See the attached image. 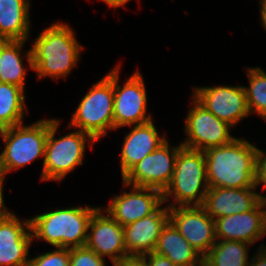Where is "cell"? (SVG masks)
<instances>
[{"mask_svg": "<svg viewBox=\"0 0 266 266\" xmlns=\"http://www.w3.org/2000/svg\"><path fill=\"white\" fill-rule=\"evenodd\" d=\"M81 50L83 47L69 24L57 22L36 37L25 55L29 68L36 72L39 79H59L67 77L76 68Z\"/></svg>", "mask_w": 266, "mask_h": 266, "instance_id": "obj_1", "label": "cell"}, {"mask_svg": "<svg viewBox=\"0 0 266 266\" xmlns=\"http://www.w3.org/2000/svg\"><path fill=\"white\" fill-rule=\"evenodd\" d=\"M258 151L259 148L242 138L204 150L209 188L255 187Z\"/></svg>", "mask_w": 266, "mask_h": 266, "instance_id": "obj_2", "label": "cell"}, {"mask_svg": "<svg viewBox=\"0 0 266 266\" xmlns=\"http://www.w3.org/2000/svg\"><path fill=\"white\" fill-rule=\"evenodd\" d=\"M99 207H69L55 209L30 219L32 238L62 248L83 247L87 241L88 225Z\"/></svg>", "mask_w": 266, "mask_h": 266, "instance_id": "obj_3", "label": "cell"}, {"mask_svg": "<svg viewBox=\"0 0 266 266\" xmlns=\"http://www.w3.org/2000/svg\"><path fill=\"white\" fill-rule=\"evenodd\" d=\"M209 189L206 177L204 152L181 147L175 161L174 173L169 186L162 193L163 203H174L169 208L202 206ZM176 203V205H175Z\"/></svg>", "mask_w": 266, "mask_h": 266, "instance_id": "obj_4", "label": "cell"}, {"mask_svg": "<svg viewBox=\"0 0 266 266\" xmlns=\"http://www.w3.org/2000/svg\"><path fill=\"white\" fill-rule=\"evenodd\" d=\"M113 69L97 81L81 99L69 128L76 127L89 134L96 142L114 130Z\"/></svg>", "mask_w": 266, "mask_h": 266, "instance_id": "obj_5", "label": "cell"}, {"mask_svg": "<svg viewBox=\"0 0 266 266\" xmlns=\"http://www.w3.org/2000/svg\"><path fill=\"white\" fill-rule=\"evenodd\" d=\"M59 124V119H49V132L40 178L43 181H61L75 167L83 164L87 142L92 144L96 142L89 134L77 129L57 139L55 135Z\"/></svg>", "mask_w": 266, "mask_h": 266, "instance_id": "obj_6", "label": "cell"}, {"mask_svg": "<svg viewBox=\"0 0 266 266\" xmlns=\"http://www.w3.org/2000/svg\"><path fill=\"white\" fill-rule=\"evenodd\" d=\"M49 132V119H41L24 126L23 124L5 128L1 134L4 161L8 172L43 158Z\"/></svg>", "mask_w": 266, "mask_h": 266, "instance_id": "obj_7", "label": "cell"}, {"mask_svg": "<svg viewBox=\"0 0 266 266\" xmlns=\"http://www.w3.org/2000/svg\"><path fill=\"white\" fill-rule=\"evenodd\" d=\"M119 70V64L113 68L114 129L150 122L152 118L146 114L147 92L141 73L136 70L124 85L120 86Z\"/></svg>", "mask_w": 266, "mask_h": 266, "instance_id": "obj_8", "label": "cell"}, {"mask_svg": "<svg viewBox=\"0 0 266 266\" xmlns=\"http://www.w3.org/2000/svg\"><path fill=\"white\" fill-rule=\"evenodd\" d=\"M192 108L185 121V133L188 138L181 142L183 147L204 151L210 147L230 143L234 136L230 135L227 122L218 119L192 96Z\"/></svg>", "mask_w": 266, "mask_h": 266, "instance_id": "obj_9", "label": "cell"}, {"mask_svg": "<svg viewBox=\"0 0 266 266\" xmlns=\"http://www.w3.org/2000/svg\"><path fill=\"white\" fill-rule=\"evenodd\" d=\"M183 145L170 148L166 140L137 163L122 180L128 185L148 187L162 193L171 183L176 157Z\"/></svg>", "mask_w": 266, "mask_h": 266, "instance_id": "obj_10", "label": "cell"}, {"mask_svg": "<svg viewBox=\"0 0 266 266\" xmlns=\"http://www.w3.org/2000/svg\"><path fill=\"white\" fill-rule=\"evenodd\" d=\"M201 105L232 128L250 115L244 86L194 88L192 95Z\"/></svg>", "mask_w": 266, "mask_h": 266, "instance_id": "obj_11", "label": "cell"}, {"mask_svg": "<svg viewBox=\"0 0 266 266\" xmlns=\"http://www.w3.org/2000/svg\"><path fill=\"white\" fill-rule=\"evenodd\" d=\"M169 221L203 258L217 241L215 220L202 206L169 208Z\"/></svg>", "mask_w": 266, "mask_h": 266, "instance_id": "obj_12", "label": "cell"}, {"mask_svg": "<svg viewBox=\"0 0 266 266\" xmlns=\"http://www.w3.org/2000/svg\"><path fill=\"white\" fill-rule=\"evenodd\" d=\"M126 186H131L132 191L114 196L108 207L104 209L121 226L142 219L163 205V195L160 190L128 185L123 181V187Z\"/></svg>", "mask_w": 266, "mask_h": 266, "instance_id": "obj_13", "label": "cell"}, {"mask_svg": "<svg viewBox=\"0 0 266 266\" xmlns=\"http://www.w3.org/2000/svg\"><path fill=\"white\" fill-rule=\"evenodd\" d=\"M85 246L98 256H108L112 264L129 256L124 244L123 226L109 214L102 213L101 207L91 216Z\"/></svg>", "mask_w": 266, "mask_h": 266, "instance_id": "obj_14", "label": "cell"}, {"mask_svg": "<svg viewBox=\"0 0 266 266\" xmlns=\"http://www.w3.org/2000/svg\"><path fill=\"white\" fill-rule=\"evenodd\" d=\"M215 230L217 240L254 244L266 235V201L248 212L215 219Z\"/></svg>", "mask_w": 266, "mask_h": 266, "instance_id": "obj_15", "label": "cell"}, {"mask_svg": "<svg viewBox=\"0 0 266 266\" xmlns=\"http://www.w3.org/2000/svg\"><path fill=\"white\" fill-rule=\"evenodd\" d=\"M23 221L11 212L1 219L0 266H28V249L33 238L30 219Z\"/></svg>", "mask_w": 266, "mask_h": 266, "instance_id": "obj_16", "label": "cell"}, {"mask_svg": "<svg viewBox=\"0 0 266 266\" xmlns=\"http://www.w3.org/2000/svg\"><path fill=\"white\" fill-rule=\"evenodd\" d=\"M249 188H209L202 207L213 219L252 210L266 196Z\"/></svg>", "mask_w": 266, "mask_h": 266, "instance_id": "obj_17", "label": "cell"}, {"mask_svg": "<svg viewBox=\"0 0 266 266\" xmlns=\"http://www.w3.org/2000/svg\"><path fill=\"white\" fill-rule=\"evenodd\" d=\"M169 222V207H158L152 214L123 226L124 244L129 256L154 252L160 232Z\"/></svg>", "mask_w": 266, "mask_h": 266, "instance_id": "obj_18", "label": "cell"}, {"mask_svg": "<svg viewBox=\"0 0 266 266\" xmlns=\"http://www.w3.org/2000/svg\"><path fill=\"white\" fill-rule=\"evenodd\" d=\"M121 149L120 168L122 178L145 156L152 153L167 139L159 135L153 121L131 125Z\"/></svg>", "mask_w": 266, "mask_h": 266, "instance_id": "obj_19", "label": "cell"}, {"mask_svg": "<svg viewBox=\"0 0 266 266\" xmlns=\"http://www.w3.org/2000/svg\"><path fill=\"white\" fill-rule=\"evenodd\" d=\"M154 252L167 257L176 266H198L203 261L170 221L160 232Z\"/></svg>", "mask_w": 266, "mask_h": 266, "instance_id": "obj_20", "label": "cell"}, {"mask_svg": "<svg viewBox=\"0 0 266 266\" xmlns=\"http://www.w3.org/2000/svg\"><path fill=\"white\" fill-rule=\"evenodd\" d=\"M30 0H0V40L28 41Z\"/></svg>", "mask_w": 266, "mask_h": 266, "instance_id": "obj_21", "label": "cell"}, {"mask_svg": "<svg viewBox=\"0 0 266 266\" xmlns=\"http://www.w3.org/2000/svg\"><path fill=\"white\" fill-rule=\"evenodd\" d=\"M26 41L0 40V83H10L24 89L27 67L23 66L21 50Z\"/></svg>", "mask_w": 266, "mask_h": 266, "instance_id": "obj_22", "label": "cell"}, {"mask_svg": "<svg viewBox=\"0 0 266 266\" xmlns=\"http://www.w3.org/2000/svg\"><path fill=\"white\" fill-rule=\"evenodd\" d=\"M24 89L10 83H0V126L5 129L23 124Z\"/></svg>", "mask_w": 266, "mask_h": 266, "instance_id": "obj_23", "label": "cell"}, {"mask_svg": "<svg viewBox=\"0 0 266 266\" xmlns=\"http://www.w3.org/2000/svg\"><path fill=\"white\" fill-rule=\"evenodd\" d=\"M248 246L242 241L217 240L203 258L210 266H248Z\"/></svg>", "mask_w": 266, "mask_h": 266, "instance_id": "obj_24", "label": "cell"}, {"mask_svg": "<svg viewBox=\"0 0 266 266\" xmlns=\"http://www.w3.org/2000/svg\"><path fill=\"white\" fill-rule=\"evenodd\" d=\"M249 87H244L250 114L266 120V72L260 67L247 68Z\"/></svg>", "mask_w": 266, "mask_h": 266, "instance_id": "obj_25", "label": "cell"}, {"mask_svg": "<svg viewBox=\"0 0 266 266\" xmlns=\"http://www.w3.org/2000/svg\"><path fill=\"white\" fill-rule=\"evenodd\" d=\"M56 248L54 251L29 258L28 266H69L70 248Z\"/></svg>", "mask_w": 266, "mask_h": 266, "instance_id": "obj_26", "label": "cell"}, {"mask_svg": "<svg viewBox=\"0 0 266 266\" xmlns=\"http://www.w3.org/2000/svg\"><path fill=\"white\" fill-rule=\"evenodd\" d=\"M105 259L93 250L83 247L70 248L69 266H105Z\"/></svg>", "mask_w": 266, "mask_h": 266, "instance_id": "obj_27", "label": "cell"}, {"mask_svg": "<svg viewBox=\"0 0 266 266\" xmlns=\"http://www.w3.org/2000/svg\"><path fill=\"white\" fill-rule=\"evenodd\" d=\"M260 184H263V188L266 187V153L263 150L258 151L256 158V177L255 187L257 188Z\"/></svg>", "mask_w": 266, "mask_h": 266, "instance_id": "obj_28", "label": "cell"}, {"mask_svg": "<svg viewBox=\"0 0 266 266\" xmlns=\"http://www.w3.org/2000/svg\"><path fill=\"white\" fill-rule=\"evenodd\" d=\"M149 266H176L167 257L150 252L143 255Z\"/></svg>", "mask_w": 266, "mask_h": 266, "instance_id": "obj_29", "label": "cell"}, {"mask_svg": "<svg viewBox=\"0 0 266 266\" xmlns=\"http://www.w3.org/2000/svg\"><path fill=\"white\" fill-rule=\"evenodd\" d=\"M113 266H149L147 259L144 256H127L120 261H117Z\"/></svg>", "mask_w": 266, "mask_h": 266, "instance_id": "obj_30", "label": "cell"}, {"mask_svg": "<svg viewBox=\"0 0 266 266\" xmlns=\"http://www.w3.org/2000/svg\"><path fill=\"white\" fill-rule=\"evenodd\" d=\"M262 244L260 245L257 253L251 256L250 263L248 266H266V246Z\"/></svg>", "mask_w": 266, "mask_h": 266, "instance_id": "obj_31", "label": "cell"}, {"mask_svg": "<svg viewBox=\"0 0 266 266\" xmlns=\"http://www.w3.org/2000/svg\"><path fill=\"white\" fill-rule=\"evenodd\" d=\"M6 174H8V171L4 161V150H2V152H0V196H3V183Z\"/></svg>", "mask_w": 266, "mask_h": 266, "instance_id": "obj_32", "label": "cell"}, {"mask_svg": "<svg viewBox=\"0 0 266 266\" xmlns=\"http://www.w3.org/2000/svg\"><path fill=\"white\" fill-rule=\"evenodd\" d=\"M260 15L263 28L266 30V0H260Z\"/></svg>", "mask_w": 266, "mask_h": 266, "instance_id": "obj_33", "label": "cell"}, {"mask_svg": "<svg viewBox=\"0 0 266 266\" xmlns=\"http://www.w3.org/2000/svg\"><path fill=\"white\" fill-rule=\"evenodd\" d=\"M104 1L107 5L113 8H118L120 6H123L127 3H129L130 0H102Z\"/></svg>", "mask_w": 266, "mask_h": 266, "instance_id": "obj_34", "label": "cell"}, {"mask_svg": "<svg viewBox=\"0 0 266 266\" xmlns=\"http://www.w3.org/2000/svg\"><path fill=\"white\" fill-rule=\"evenodd\" d=\"M8 212V209L4 205V197L0 196V221Z\"/></svg>", "mask_w": 266, "mask_h": 266, "instance_id": "obj_35", "label": "cell"}, {"mask_svg": "<svg viewBox=\"0 0 266 266\" xmlns=\"http://www.w3.org/2000/svg\"><path fill=\"white\" fill-rule=\"evenodd\" d=\"M203 266H210V265L203 259Z\"/></svg>", "mask_w": 266, "mask_h": 266, "instance_id": "obj_36", "label": "cell"}, {"mask_svg": "<svg viewBox=\"0 0 266 266\" xmlns=\"http://www.w3.org/2000/svg\"><path fill=\"white\" fill-rule=\"evenodd\" d=\"M3 128L0 126V135L3 133Z\"/></svg>", "mask_w": 266, "mask_h": 266, "instance_id": "obj_37", "label": "cell"}]
</instances>
